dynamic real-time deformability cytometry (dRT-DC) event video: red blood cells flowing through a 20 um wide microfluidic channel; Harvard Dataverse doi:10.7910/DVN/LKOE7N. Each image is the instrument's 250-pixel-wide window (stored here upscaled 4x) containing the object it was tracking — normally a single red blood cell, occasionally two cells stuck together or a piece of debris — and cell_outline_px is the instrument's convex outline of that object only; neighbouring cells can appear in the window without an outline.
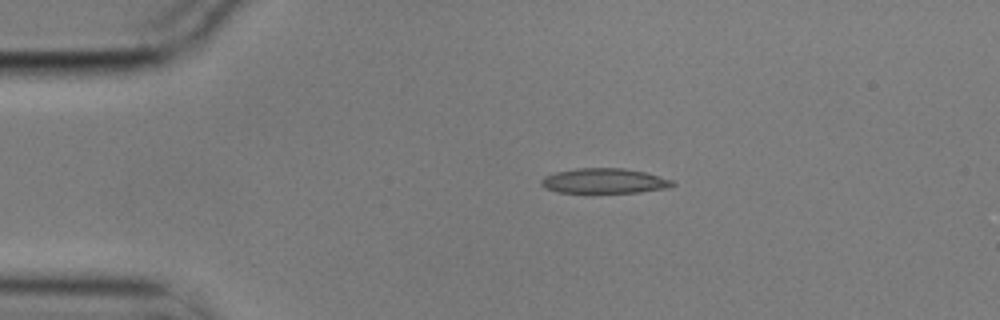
{"species": "common noctule bat (a hibernating species)", "species_latin": "Nyctalus noctula", "temperature_condition": "cold", "stored_images_in_passage": 3, "camera_frame_rate_fps": 3000, "um_per_image_px": 0.085, "animal": {"sex": "male", "body_mass_g": 17.9}, "frame": {"image": 1, "passage_image": 1, "time_ms": 0.0, "image_size_px": [1000, 320], "cell_outline_px": [[676, 184], [668, 188], [640, 192], [592, 196], [556, 192], [544, 188], [540, 184], [540, 180], [544, 176], [556, 172], [580, 168], [624, 168], [644, 172], [660, 176], [672, 180]], "centroid_in_image_um": [51.31, 15.44], "position_along_channel_um": 33.7, "area_um2": 20.29}}